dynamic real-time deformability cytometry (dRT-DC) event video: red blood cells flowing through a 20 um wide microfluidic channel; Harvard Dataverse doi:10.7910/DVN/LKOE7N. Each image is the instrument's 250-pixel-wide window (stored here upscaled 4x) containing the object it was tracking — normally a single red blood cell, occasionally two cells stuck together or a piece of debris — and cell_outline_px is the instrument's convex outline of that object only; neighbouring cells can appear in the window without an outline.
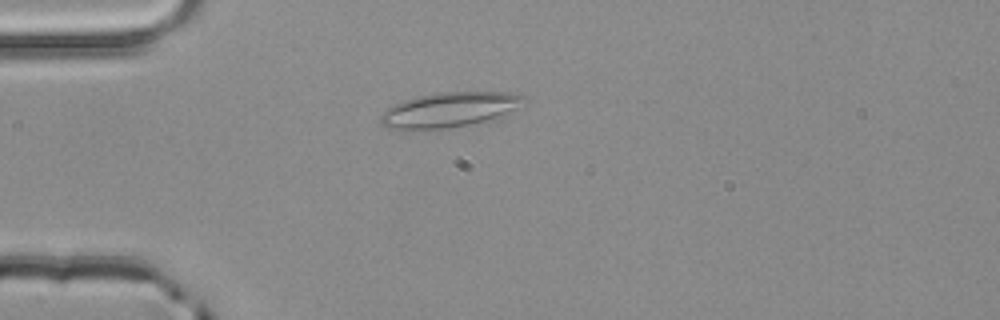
{"species": "common noctule bat (a hibernating species)", "species_latin": "Nyctalus noctula", "temperature_condition": "room temperature", "stored_images_in_passage": 1, "camera_frame_rate_fps": 3000, "um_per_image_px": 0.085, "animal": {"sex": "male", "body_mass_g": 20.4}, "frame": {"image": 1, "passage_image": 1, "time_ms": 0.0, "image_size_px": [1000, 320], "cell_outline_px": [[524, 96], [516, 108], [500, 116], [488, 120], [468, 124], [444, 128], [408, 132], [388, 128], [380, 124], [380, 116], [388, 108], [404, 100], [420, 96], [440, 92], [508, 92]], "centroid_in_image_um": [38.08, 9.36], "position_along_channel_um": 46.9, "area_um2": 28.96}}